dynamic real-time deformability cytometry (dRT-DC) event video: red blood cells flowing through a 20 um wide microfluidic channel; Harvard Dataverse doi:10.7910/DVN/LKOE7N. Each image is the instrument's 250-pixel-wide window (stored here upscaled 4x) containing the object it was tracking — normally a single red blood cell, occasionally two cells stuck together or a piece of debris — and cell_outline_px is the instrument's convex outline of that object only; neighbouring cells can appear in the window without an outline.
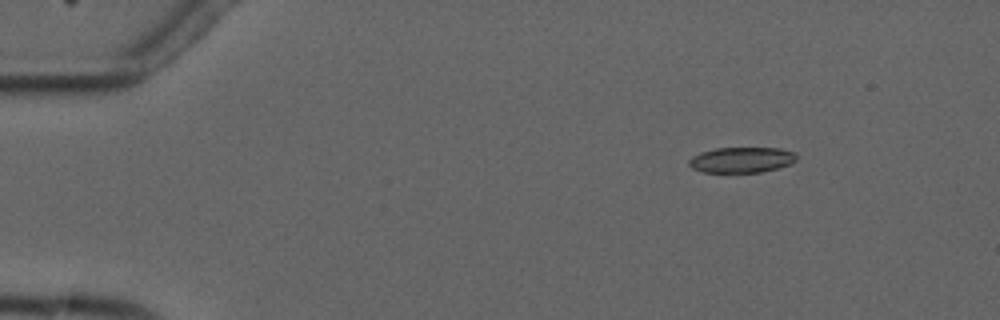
{"species": "common noctule bat (a hibernating species)", "species_latin": "Nyctalus noctula", "temperature_condition": "cold", "stored_images_in_passage": 5, "camera_frame_rate_fps": 3000, "um_per_image_px": 0.085, "animal": {"sex": "male", "forearm_length_mm": 52.5}, "frame": {"image": 1, "passage_image": 3, "time_ms": 2.333, "image_size_px": [1000, 320], "cell_outline_px": [[796, 160], [788, 164], [776, 168], [760, 172], [704, 172], [692, 168], [688, 164], [688, 160], [692, 156], [700, 152], [716, 148], [780, 148], [796, 152]], "centroid_in_image_um": [63.01, 13.58], "position_along_channel_um": 22.0, "area_um2": 15.95}}